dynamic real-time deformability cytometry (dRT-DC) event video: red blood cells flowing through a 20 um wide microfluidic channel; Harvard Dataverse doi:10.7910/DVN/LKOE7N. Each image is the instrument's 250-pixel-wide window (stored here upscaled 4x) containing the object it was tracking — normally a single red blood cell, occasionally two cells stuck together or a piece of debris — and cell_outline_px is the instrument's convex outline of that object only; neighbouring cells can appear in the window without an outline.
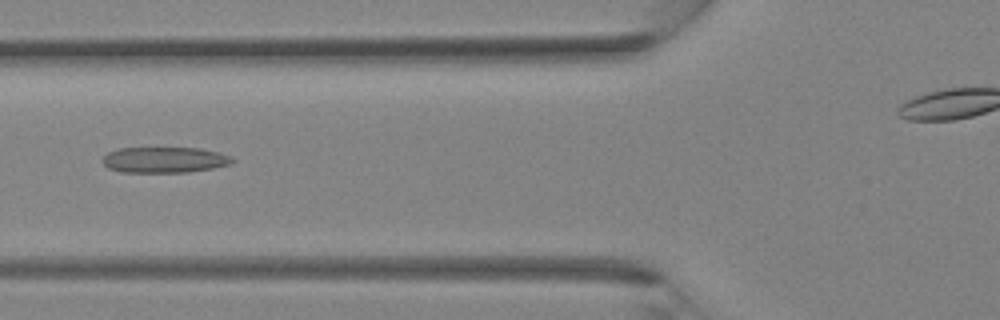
{"species": "Egyptian fruit bat (a non-hibernating species)", "species_latin": "Rousettus aegyptiacus", "temperature_condition": "room temperature", "stored_images_in_passage": 33, "camera_frame_rate_fps": 3000, "um_per_image_px": 0.085, "animal": {"sex": "female"}, "frame": {"image": 1, "passage_image": 14, "time_ms": 4.333, "image_size_px": [1000, 320], "cell_outline_px": [[236, 160], [232, 164], [212, 168], [188, 172], [120, 172], [108, 168], [100, 160], [108, 152], [116, 148], [200, 148], [220, 152], [232, 156]], "centroid_in_image_um": [14.0, 13.58], "position_along_channel_um": 111.8, "area_um2": 19.77}}
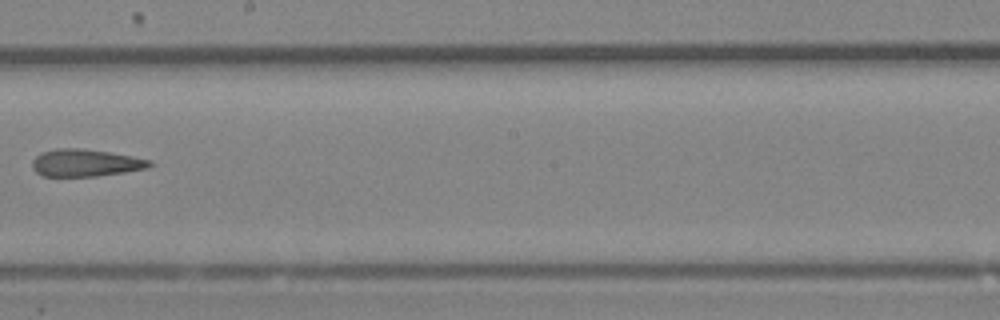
{"frame": {"image": 2, "passage_image": 21, "time_ms": 6.667, "image_size_px": [1000, 320], "cell_outline_px": [[152, 164], [148, 168], [124, 172], [96, 176], [44, 176], [36, 172], [32, 168], [32, 160], [40, 152], [56, 148], [80, 148], [108, 152], [132, 156], [152, 160]], "centroid_in_image_um": [7.24, 13.84], "position_along_channel_um": 241.0, "area_um2": 18.67}}
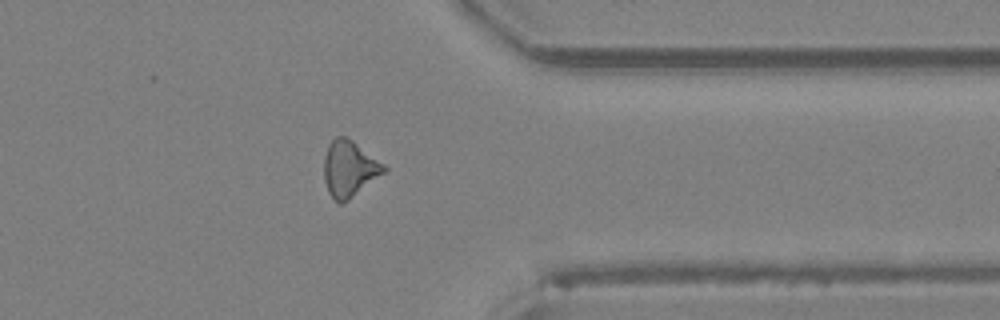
{"frame": {"image": 3, "passage_image": 29, "time_ms": 9.333, "image_size_px": [1000, 320], "cell_outline_px": [[388, 172], [344, 204], [340, 204], [328, 192], [324, 180], [324, 156], [328, 144], [336, 136], [344, 136], [352, 140], [384, 164], [388, 168]], "centroid_in_image_um": [29.72, 14.37], "position_along_channel_um": 381.7, "area_um2": 20.0}}